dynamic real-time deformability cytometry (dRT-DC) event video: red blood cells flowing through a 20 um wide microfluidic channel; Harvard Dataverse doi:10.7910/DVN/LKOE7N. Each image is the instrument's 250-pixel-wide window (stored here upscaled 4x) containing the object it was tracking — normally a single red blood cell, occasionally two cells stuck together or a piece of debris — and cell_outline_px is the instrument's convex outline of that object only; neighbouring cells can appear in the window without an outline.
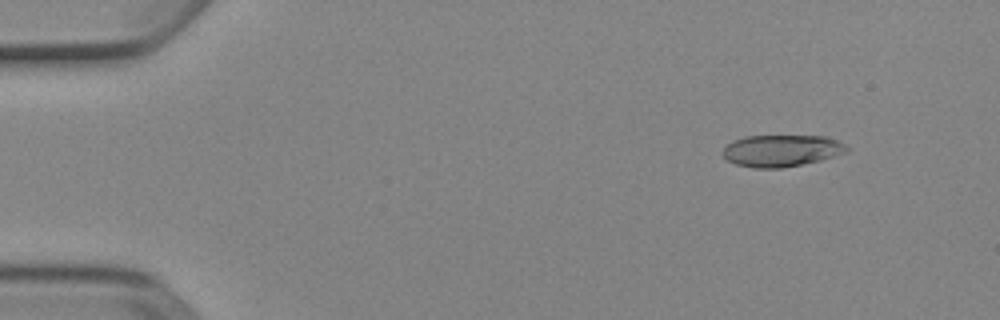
{"species": "Egyptian fruit bat (a non-hibernating species)", "species_latin": "Rousettus aegyptiacus", "temperature_condition": "cold", "stored_images_in_passage": 5, "camera_frame_rate_fps": 3000, "um_per_image_px": 0.085, "animal": {"sex": "female"}, "frame": {"image": 1, "passage_image": 2, "time_ms": 0.333, "image_size_px": [1000, 320], "cell_outline_px": [[848, 152], [820, 160], [780, 168], [752, 168], [736, 164], [728, 160], [724, 156], [724, 148], [732, 140], [744, 136], [828, 136], [844, 144], [848, 148]], "centroid_in_image_um": [66.42, 12.8], "position_along_channel_um": 18.6, "area_um2": 22.83}}
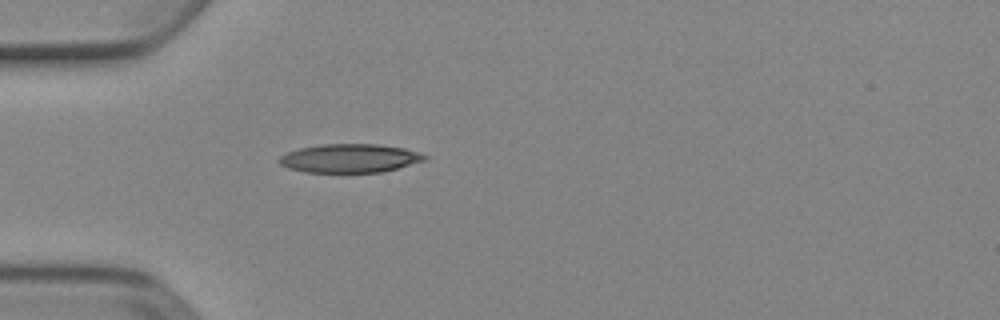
{"frame": {"image": 2, "passage_image": 5, "time_ms": 1.333, "image_size_px": [1000, 320], "cell_outline_px": [[428, 160], [384, 172], [304, 172], [288, 168], [280, 164], [280, 156], [288, 152], [300, 148], [324, 144], [376, 144], [404, 148], [428, 156]], "centroid_in_image_um": [29.77, 13.46], "position_along_channel_um": 55.2, "area_um2": 24.22}}